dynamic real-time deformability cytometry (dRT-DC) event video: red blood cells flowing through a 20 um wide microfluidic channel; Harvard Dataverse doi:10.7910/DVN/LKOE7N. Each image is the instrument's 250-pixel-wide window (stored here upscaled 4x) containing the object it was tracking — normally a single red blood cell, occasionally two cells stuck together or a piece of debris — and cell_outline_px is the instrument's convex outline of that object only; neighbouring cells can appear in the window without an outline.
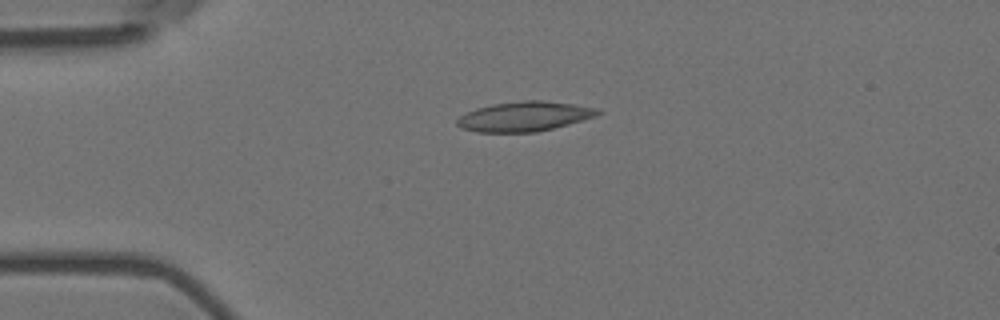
{"species": "Egyptian fruit bat (a non-hibernating species)", "species_latin": "Rousettus aegyptiacus", "temperature_condition": "room temperature", "stored_images_in_passage": 2, "camera_frame_rate_fps": 3000, "um_per_image_px": 0.085, "animal": {"sex": "female"}, "frame": {"image": 1, "passage_image": 1, "time_ms": 0.0, "image_size_px": [1000, 320], "cell_outline_px": [[604, 112], [596, 116], [568, 124], [536, 132], [476, 132], [460, 128], [456, 124], [456, 120], [460, 116], [476, 108], [492, 104], [524, 100], [544, 100], [600, 108]], "centroid_in_image_um": [44.58, 9.89], "position_along_channel_um": 40.4, "area_um2": 24.45}}